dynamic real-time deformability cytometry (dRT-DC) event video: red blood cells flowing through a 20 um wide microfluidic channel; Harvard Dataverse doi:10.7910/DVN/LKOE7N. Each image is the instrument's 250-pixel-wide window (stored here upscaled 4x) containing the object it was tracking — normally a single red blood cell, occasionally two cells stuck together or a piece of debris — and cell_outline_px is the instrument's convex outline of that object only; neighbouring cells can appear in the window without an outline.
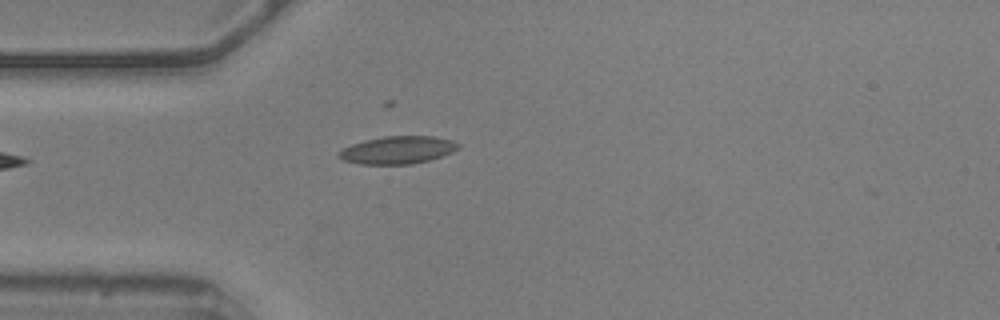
{"species": "common noctule bat (a hibernating species)", "species_latin": "Nyctalus noctula", "temperature_condition": "warm", "stored_images_in_passage": 27, "camera_frame_rate_fps": 3000, "um_per_image_px": 0.085, "animal": {"sex": "male", "body_mass_g": 20.5, "forearm_length_mm": 52.5}, "frame": {"image": 1, "passage_image": 1, "time_ms": 0.0, "image_size_px": [1000, 320], "cell_outline_px": [[460, 148], [452, 152], [428, 160], [412, 164], [360, 164], [344, 160], [336, 156], [344, 148], [352, 144], [364, 140], [384, 136], [432, 136], [452, 140], [460, 144]], "centroid_in_image_um": [33.81, 12.74], "position_along_channel_um": 51.2, "area_um2": 19.13}}
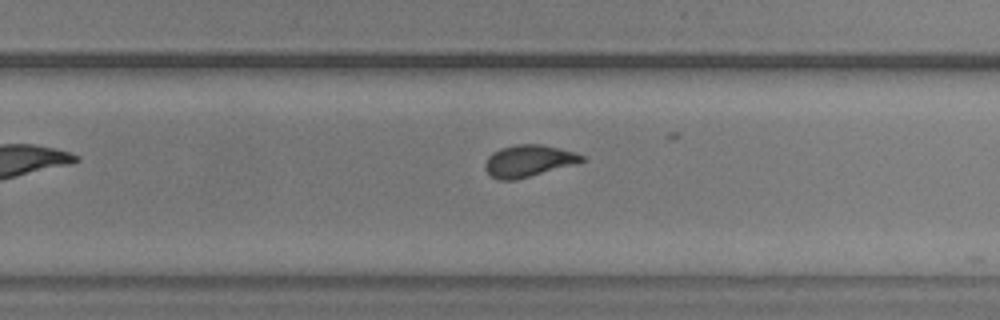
{"frame": {"image": 2, "passage_image": 21, "time_ms": 6.667, "image_size_px": [1000, 320], "cell_outline_px": [[584, 160], [572, 164], [516, 180], [500, 180], [492, 176], [484, 168], [484, 164], [488, 156], [492, 152], [500, 148], [516, 144], [540, 144], [560, 148], [576, 152], [584, 156]], "centroid_in_image_um": [44.88, 13.66], "position_along_channel_um": 284.9, "area_um2": 17.74}}
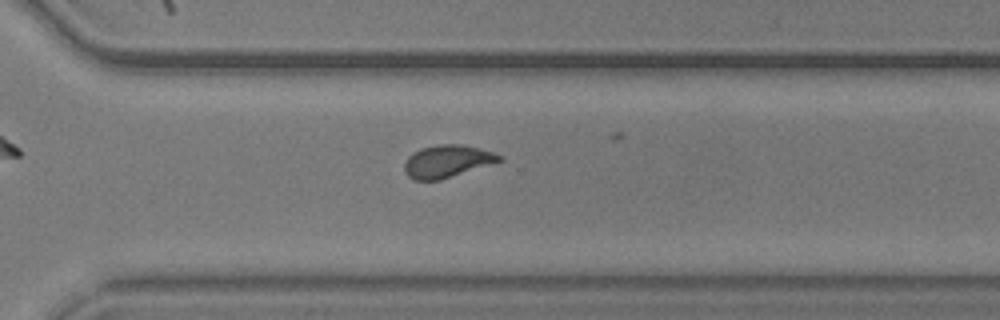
{"frame": {"image": 3, "passage_image": 25, "time_ms": 8.0, "image_size_px": [1000, 320], "cell_outline_px": [[504, 160], [440, 180], [416, 180], [408, 176], [404, 172], [404, 164], [408, 156], [412, 152], [420, 148], [436, 144], [460, 144], [492, 152], [504, 156]], "centroid_in_image_um": [37.98, 13.7], "position_along_channel_um": 332.6, "area_um2": 17.98}}